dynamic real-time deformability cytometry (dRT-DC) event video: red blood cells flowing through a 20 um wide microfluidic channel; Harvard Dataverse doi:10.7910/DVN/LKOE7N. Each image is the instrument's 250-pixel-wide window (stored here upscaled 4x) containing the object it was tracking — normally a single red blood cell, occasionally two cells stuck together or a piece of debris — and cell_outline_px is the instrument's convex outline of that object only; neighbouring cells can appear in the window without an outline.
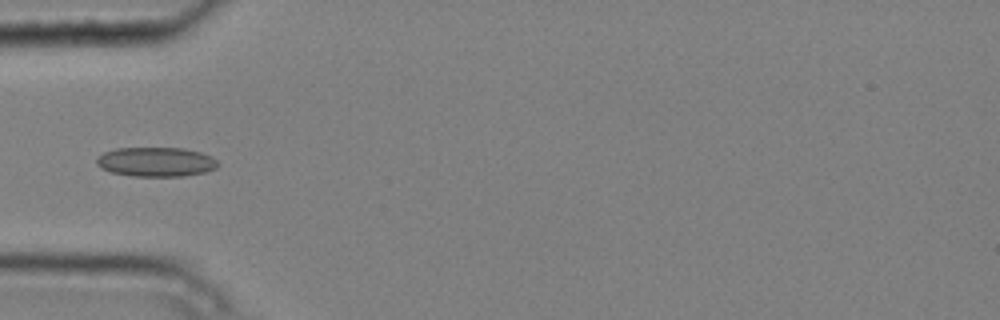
{"species": "common noctule bat (a hibernating species)", "species_latin": "Nyctalus noctula", "temperature_condition": "cold", "stored_images_in_passage": 2, "camera_frame_rate_fps": 3000, "um_per_image_px": 0.085, "animal": {"sex": "male", "body_mass_g": 20.4}, "frame": {"image": 1, "passage_image": 2, "time_ms": 0.333, "image_size_px": [1000, 320], "cell_outline_px": [[220, 164], [216, 168], [204, 172], [184, 176], [132, 176], [112, 172], [100, 168], [96, 164], [96, 160], [104, 152], [116, 148], [184, 148], [200, 152], [212, 156]], "centroid_in_image_um": [13.27, 13.76], "position_along_channel_um": 71.7, "area_um2": 20.81}}